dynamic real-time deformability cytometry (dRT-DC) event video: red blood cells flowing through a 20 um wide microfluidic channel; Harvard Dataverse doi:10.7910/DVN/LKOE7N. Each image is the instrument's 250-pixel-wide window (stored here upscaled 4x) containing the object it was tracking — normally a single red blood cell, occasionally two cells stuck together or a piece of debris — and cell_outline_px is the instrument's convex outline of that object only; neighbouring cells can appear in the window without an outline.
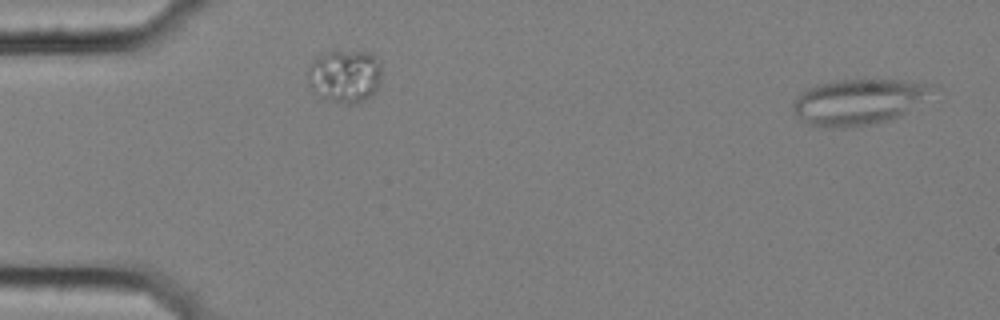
{"species": "common noctule bat (a hibernating species)", "species_latin": "Nyctalus noctula", "temperature_condition": "cold", "stored_images_in_passage": 44, "segment_of_instrument_passage": [1, 2], "camera_frame_rate_fps": 3000, "um_per_image_px": 0.085, "animal": {"sex": "female", "body_mass_g": 25.1}, "frame": {"image": 1, "passage_image": 3, "time_ms": 0.667, "image_size_px": [1000, 320], "cell_outline_px": [[940, 84], [936, 88], [900, 116], [888, 120], [872, 124], [844, 128], [832, 128], [808, 124], [792, 108], [792, 104], [808, 88], [816, 84], [840, 80], [896, 80]], "centroid_in_image_um": [73.0, 8.65], "position_along_channel_um": 12.0, "area_um2": 36.47}}